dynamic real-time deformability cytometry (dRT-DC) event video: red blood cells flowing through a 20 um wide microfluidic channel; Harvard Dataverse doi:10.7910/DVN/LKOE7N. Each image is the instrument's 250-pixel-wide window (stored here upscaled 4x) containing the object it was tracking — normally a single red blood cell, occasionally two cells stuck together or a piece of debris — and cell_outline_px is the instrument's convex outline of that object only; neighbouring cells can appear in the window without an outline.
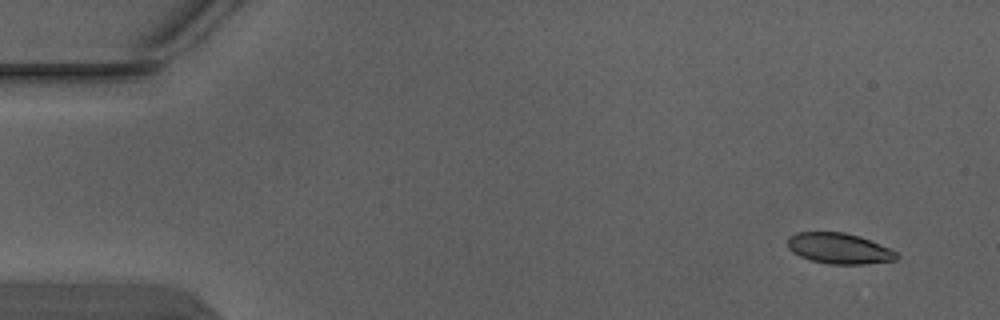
{"species": "Egyptian fruit bat (a non-hibernating species)", "species_latin": "Rousettus aegyptiacus", "temperature_condition": "warm", "stored_images_in_passage": 5, "camera_frame_rate_fps": 3000, "um_per_image_px": 0.085, "animal": {"sex": "male"}, "frame": {"image": 1, "passage_image": 2, "time_ms": 0.333, "image_size_px": [1000, 320], "cell_outline_px": [[900, 256], [896, 260], [868, 264], [828, 264], [812, 260], [800, 256], [792, 252], [788, 248], [788, 236], [796, 232], [844, 232], [860, 236], [880, 244], [896, 252]], "centroid_in_image_um": [71.32, 21.11], "position_along_channel_um": 13.7, "area_um2": 19.59}}